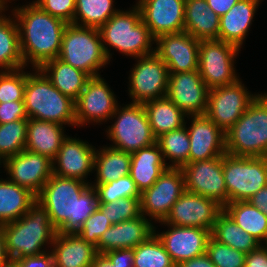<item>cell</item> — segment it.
Here are the masks:
<instances>
[{"mask_svg": "<svg viewBox=\"0 0 267 267\" xmlns=\"http://www.w3.org/2000/svg\"><path fill=\"white\" fill-rule=\"evenodd\" d=\"M36 201L46 209L58 233H77L99 207L96 190L90 183L55 174L45 183Z\"/></svg>", "mask_w": 267, "mask_h": 267, "instance_id": "6da1fadb", "label": "cell"}, {"mask_svg": "<svg viewBox=\"0 0 267 267\" xmlns=\"http://www.w3.org/2000/svg\"><path fill=\"white\" fill-rule=\"evenodd\" d=\"M12 11L25 67L30 62L33 69L40 68L45 62L58 58L68 23L45 12L34 2Z\"/></svg>", "mask_w": 267, "mask_h": 267, "instance_id": "7a4b0ae2", "label": "cell"}, {"mask_svg": "<svg viewBox=\"0 0 267 267\" xmlns=\"http://www.w3.org/2000/svg\"><path fill=\"white\" fill-rule=\"evenodd\" d=\"M1 226L4 229L6 250L11 261L47 252L42 247L46 244L51 246L57 234L48 212L38 201L18 220Z\"/></svg>", "mask_w": 267, "mask_h": 267, "instance_id": "3957f363", "label": "cell"}, {"mask_svg": "<svg viewBox=\"0 0 267 267\" xmlns=\"http://www.w3.org/2000/svg\"><path fill=\"white\" fill-rule=\"evenodd\" d=\"M98 30L109 61L112 55L108 46L135 59L155 53V48L152 47L155 38L141 20V13L136 4L130 11L119 9Z\"/></svg>", "mask_w": 267, "mask_h": 267, "instance_id": "277c9868", "label": "cell"}, {"mask_svg": "<svg viewBox=\"0 0 267 267\" xmlns=\"http://www.w3.org/2000/svg\"><path fill=\"white\" fill-rule=\"evenodd\" d=\"M27 72L24 106L28 118L76 126L74 100L62 94L39 69Z\"/></svg>", "mask_w": 267, "mask_h": 267, "instance_id": "5b68a950", "label": "cell"}, {"mask_svg": "<svg viewBox=\"0 0 267 267\" xmlns=\"http://www.w3.org/2000/svg\"><path fill=\"white\" fill-rule=\"evenodd\" d=\"M225 137L227 154L267 157V93L257 94Z\"/></svg>", "mask_w": 267, "mask_h": 267, "instance_id": "8992f818", "label": "cell"}, {"mask_svg": "<svg viewBox=\"0 0 267 267\" xmlns=\"http://www.w3.org/2000/svg\"><path fill=\"white\" fill-rule=\"evenodd\" d=\"M58 58L89 77L99 76V70L110 63L101 41L99 30L72 23L67 24Z\"/></svg>", "mask_w": 267, "mask_h": 267, "instance_id": "52a82bcc", "label": "cell"}, {"mask_svg": "<svg viewBox=\"0 0 267 267\" xmlns=\"http://www.w3.org/2000/svg\"><path fill=\"white\" fill-rule=\"evenodd\" d=\"M114 118V124L106 130L107 138L114 143L110 147L133 153L156 143L143 104L130 102L122 108L117 106L110 119Z\"/></svg>", "mask_w": 267, "mask_h": 267, "instance_id": "ba28073f", "label": "cell"}, {"mask_svg": "<svg viewBox=\"0 0 267 267\" xmlns=\"http://www.w3.org/2000/svg\"><path fill=\"white\" fill-rule=\"evenodd\" d=\"M227 204L247 201L267 185V157L223 155Z\"/></svg>", "mask_w": 267, "mask_h": 267, "instance_id": "9c48e42d", "label": "cell"}, {"mask_svg": "<svg viewBox=\"0 0 267 267\" xmlns=\"http://www.w3.org/2000/svg\"><path fill=\"white\" fill-rule=\"evenodd\" d=\"M240 49L221 40L199 41L198 71L209 89L237 81L234 58Z\"/></svg>", "mask_w": 267, "mask_h": 267, "instance_id": "30bf717a", "label": "cell"}, {"mask_svg": "<svg viewBox=\"0 0 267 267\" xmlns=\"http://www.w3.org/2000/svg\"><path fill=\"white\" fill-rule=\"evenodd\" d=\"M256 97V94L247 91L240 79L226 86L212 88L208 93L205 115L226 133Z\"/></svg>", "mask_w": 267, "mask_h": 267, "instance_id": "8fae6325", "label": "cell"}, {"mask_svg": "<svg viewBox=\"0 0 267 267\" xmlns=\"http://www.w3.org/2000/svg\"><path fill=\"white\" fill-rule=\"evenodd\" d=\"M137 60L129 76L131 102L144 104L150 100L165 97L169 79L165 62L155 53L138 57Z\"/></svg>", "mask_w": 267, "mask_h": 267, "instance_id": "7c38bea8", "label": "cell"}, {"mask_svg": "<svg viewBox=\"0 0 267 267\" xmlns=\"http://www.w3.org/2000/svg\"><path fill=\"white\" fill-rule=\"evenodd\" d=\"M184 191L185 177L182 168H167L150 188L141 192V214L151 217V220L155 219V222L164 221Z\"/></svg>", "mask_w": 267, "mask_h": 267, "instance_id": "4fadbf2b", "label": "cell"}, {"mask_svg": "<svg viewBox=\"0 0 267 267\" xmlns=\"http://www.w3.org/2000/svg\"><path fill=\"white\" fill-rule=\"evenodd\" d=\"M101 75L90 77L79 97L74 101L76 126L110 119L118 104L114 92Z\"/></svg>", "mask_w": 267, "mask_h": 267, "instance_id": "5bb4252c", "label": "cell"}, {"mask_svg": "<svg viewBox=\"0 0 267 267\" xmlns=\"http://www.w3.org/2000/svg\"><path fill=\"white\" fill-rule=\"evenodd\" d=\"M223 206L216 200L184 191L161 223L213 230Z\"/></svg>", "mask_w": 267, "mask_h": 267, "instance_id": "9a60e30c", "label": "cell"}, {"mask_svg": "<svg viewBox=\"0 0 267 267\" xmlns=\"http://www.w3.org/2000/svg\"><path fill=\"white\" fill-rule=\"evenodd\" d=\"M185 190L227 205L223 156L187 163L183 168Z\"/></svg>", "mask_w": 267, "mask_h": 267, "instance_id": "2e32d148", "label": "cell"}, {"mask_svg": "<svg viewBox=\"0 0 267 267\" xmlns=\"http://www.w3.org/2000/svg\"><path fill=\"white\" fill-rule=\"evenodd\" d=\"M209 90L198 70L169 73L166 96L187 116L206 114Z\"/></svg>", "mask_w": 267, "mask_h": 267, "instance_id": "e0dca14e", "label": "cell"}, {"mask_svg": "<svg viewBox=\"0 0 267 267\" xmlns=\"http://www.w3.org/2000/svg\"><path fill=\"white\" fill-rule=\"evenodd\" d=\"M3 166L10 176L7 179L30 190L36 196L53 174L52 160L26 149L7 158Z\"/></svg>", "mask_w": 267, "mask_h": 267, "instance_id": "ac0fdd59", "label": "cell"}, {"mask_svg": "<svg viewBox=\"0 0 267 267\" xmlns=\"http://www.w3.org/2000/svg\"><path fill=\"white\" fill-rule=\"evenodd\" d=\"M155 54L165 62L169 73L198 70L199 40L185 31L164 34L155 39Z\"/></svg>", "mask_w": 267, "mask_h": 267, "instance_id": "d6986e66", "label": "cell"}, {"mask_svg": "<svg viewBox=\"0 0 267 267\" xmlns=\"http://www.w3.org/2000/svg\"><path fill=\"white\" fill-rule=\"evenodd\" d=\"M136 5L155 39L184 31L185 0H138Z\"/></svg>", "mask_w": 267, "mask_h": 267, "instance_id": "ffe728a7", "label": "cell"}, {"mask_svg": "<svg viewBox=\"0 0 267 267\" xmlns=\"http://www.w3.org/2000/svg\"><path fill=\"white\" fill-rule=\"evenodd\" d=\"M161 224L171 228H168L166 232H161V234L156 231L154 233H158L156 236L163 243L175 265L206 253L207 242L211 236L209 230L169 225L167 223Z\"/></svg>", "mask_w": 267, "mask_h": 267, "instance_id": "44dd1931", "label": "cell"}, {"mask_svg": "<svg viewBox=\"0 0 267 267\" xmlns=\"http://www.w3.org/2000/svg\"><path fill=\"white\" fill-rule=\"evenodd\" d=\"M95 152L88 142L67 136L52 161L53 174L90 183L85 178L93 172Z\"/></svg>", "mask_w": 267, "mask_h": 267, "instance_id": "7402d4cb", "label": "cell"}, {"mask_svg": "<svg viewBox=\"0 0 267 267\" xmlns=\"http://www.w3.org/2000/svg\"><path fill=\"white\" fill-rule=\"evenodd\" d=\"M188 117L192 119L188 128L189 163L223 156L226 153L225 132L206 115Z\"/></svg>", "mask_w": 267, "mask_h": 267, "instance_id": "603a6c76", "label": "cell"}, {"mask_svg": "<svg viewBox=\"0 0 267 267\" xmlns=\"http://www.w3.org/2000/svg\"><path fill=\"white\" fill-rule=\"evenodd\" d=\"M152 223L141 214L137 218L111 225L100 237L97 252L104 254L118 249L135 248L154 234L156 228Z\"/></svg>", "mask_w": 267, "mask_h": 267, "instance_id": "cb8c5ba5", "label": "cell"}, {"mask_svg": "<svg viewBox=\"0 0 267 267\" xmlns=\"http://www.w3.org/2000/svg\"><path fill=\"white\" fill-rule=\"evenodd\" d=\"M54 267H91L96 247L77 233H58L52 243Z\"/></svg>", "mask_w": 267, "mask_h": 267, "instance_id": "d4e9b609", "label": "cell"}, {"mask_svg": "<svg viewBox=\"0 0 267 267\" xmlns=\"http://www.w3.org/2000/svg\"><path fill=\"white\" fill-rule=\"evenodd\" d=\"M262 1V0H261ZM260 0H239L220 17L219 40L241 49Z\"/></svg>", "mask_w": 267, "mask_h": 267, "instance_id": "484cf974", "label": "cell"}, {"mask_svg": "<svg viewBox=\"0 0 267 267\" xmlns=\"http://www.w3.org/2000/svg\"><path fill=\"white\" fill-rule=\"evenodd\" d=\"M63 125L28 118L25 149L54 160L64 139Z\"/></svg>", "mask_w": 267, "mask_h": 267, "instance_id": "4316f807", "label": "cell"}, {"mask_svg": "<svg viewBox=\"0 0 267 267\" xmlns=\"http://www.w3.org/2000/svg\"><path fill=\"white\" fill-rule=\"evenodd\" d=\"M220 17L206 0H185L184 31L199 41L219 40Z\"/></svg>", "mask_w": 267, "mask_h": 267, "instance_id": "83f0119b", "label": "cell"}, {"mask_svg": "<svg viewBox=\"0 0 267 267\" xmlns=\"http://www.w3.org/2000/svg\"><path fill=\"white\" fill-rule=\"evenodd\" d=\"M167 168L157 143L131 153L130 176L140 192L150 188Z\"/></svg>", "mask_w": 267, "mask_h": 267, "instance_id": "f1b7e54d", "label": "cell"}, {"mask_svg": "<svg viewBox=\"0 0 267 267\" xmlns=\"http://www.w3.org/2000/svg\"><path fill=\"white\" fill-rule=\"evenodd\" d=\"M62 94L76 100L90 78L85 72L59 58L45 62L39 68Z\"/></svg>", "mask_w": 267, "mask_h": 267, "instance_id": "f546056e", "label": "cell"}, {"mask_svg": "<svg viewBox=\"0 0 267 267\" xmlns=\"http://www.w3.org/2000/svg\"><path fill=\"white\" fill-rule=\"evenodd\" d=\"M36 202L30 190L11 182L0 180V226L22 217Z\"/></svg>", "mask_w": 267, "mask_h": 267, "instance_id": "4dcf8cb0", "label": "cell"}, {"mask_svg": "<svg viewBox=\"0 0 267 267\" xmlns=\"http://www.w3.org/2000/svg\"><path fill=\"white\" fill-rule=\"evenodd\" d=\"M143 107L156 138L163 133L179 129L185 125L187 115L167 96L145 102Z\"/></svg>", "mask_w": 267, "mask_h": 267, "instance_id": "1f68e13d", "label": "cell"}, {"mask_svg": "<svg viewBox=\"0 0 267 267\" xmlns=\"http://www.w3.org/2000/svg\"><path fill=\"white\" fill-rule=\"evenodd\" d=\"M131 153L118 150L113 147L97 149L94 156V168L96 183L106 184L130 174Z\"/></svg>", "mask_w": 267, "mask_h": 267, "instance_id": "d6a6232c", "label": "cell"}, {"mask_svg": "<svg viewBox=\"0 0 267 267\" xmlns=\"http://www.w3.org/2000/svg\"><path fill=\"white\" fill-rule=\"evenodd\" d=\"M3 12L5 8L0 9V71L25 68L16 20L10 16L7 18Z\"/></svg>", "mask_w": 267, "mask_h": 267, "instance_id": "836d02e7", "label": "cell"}, {"mask_svg": "<svg viewBox=\"0 0 267 267\" xmlns=\"http://www.w3.org/2000/svg\"><path fill=\"white\" fill-rule=\"evenodd\" d=\"M223 210L246 233L251 234L260 244L267 237V216L248 201L228 203ZM263 241V242H262Z\"/></svg>", "mask_w": 267, "mask_h": 267, "instance_id": "e575fe53", "label": "cell"}, {"mask_svg": "<svg viewBox=\"0 0 267 267\" xmlns=\"http://www.w3.org/2000/svg\"><path fill=\"white\" fill-rule=\"evenodd\" d=\"M211 236L218 242L245 254L261 245L251 234L238 226L224 210L218 215Z\"/></svg>", "mask_w": 267, "mask_h": 267, "instance_id": "d590c367", "label": "cell"}, {"mask_svg": "<svg viewBox=\"0 0 267 267\" xmlns=\"http://www.w3.org/2000/svg\"><path fill=\"white\" fill-rule=\"evenodd\" d=\"M156 143L168 168H183L189 163L190 140L186 122L181 128L157 137ZM166 159H171L172 164L168 165Z\"/></svg>", "mask_w": 267, "mask_h": 267, "instance_id": "8d00e7d4", "label": "cell"}, {"mask_svg": "<svg viewBox=\"0 0 267 267\" xmlns=\"http://www.w3.org/2000/svg\"><path fill=\"white\" fill-rule=\"evenodd\" d=\"M75 3L73 24L83 27L99 29L119 10L113 7L114 0H75Z\"/></svg>", "mask_w": 267, "mask_h": 267, "instance_id": "74e56055", "label": "cell"}, {"mask_svg": "<svg viewBox=\"0 0 267 267\" xmlns=\"http://www.w3.org/2000/svg\"><path fill=\"white\" fill-rule=\"evenodd\" d=\"M134 267H176V265L154 233L134 248Z\"/></svg>", "mask_w": 267, "mask_h": 267, "instance_id": "f35d334b", "label": "cell"}, {"mask_svg": "<svg viewBox=\"0 0 267 267\" xmlns=\"http://www.w3.org/2000/svg\"><path fill=\"white\" fill-rule=\"evenodd\" d=\"M28 119L0 124V161L25 150Z\"/></svg>", "mask_w": 267, "mask_h": 267, "instance_id": "ab89813d", "label": "cell"}, {"mask_svg": "<svg viewBox=\"0 0 267 267\" xmlns=\"http://www.w3.org/2000/svg\"><path fill=\"white\" fill-rule=\"evenodd\" d=\"M99 203H109L123 198H140L141 192L130 174L106 184H92Z\"/></svg>", "mask_w": 267, "mask_h": 267, "instance_id": "60d3db41", "label": "cell"}, {"mask_svg": "<svg viewBox=\"0 0 267 267\" xmlns=\"http://www.w3.org/2000/svg\"><path fill=\"white\" fill-rule=\"evenodd\" d=\"M98 209L109 218L112 225L141 215L140 198L128 197L109 203H99Z\"/></svg>", "mask_w": 267, "mask_h": 267, "instance_id": "b9f144b4", "label": "cell"}, {"mask_svg": "<svg viewBox=\"0 0 267 267\" xmlns=\"http://www.w3.org/2000/svg\"><path fill=\"white\" fill-rule=\"evenodd\" d=\"M206 254L216 267H245L246 254L209 237Z\"/></svg>", "mask_w": 267, "mask_h": 267, "instance_id": "7bdbcfd3", "label": "cell"}, {"mask_svg": "<svg viewBox=\"0 0 267 267\" xmlns=\"http://www.w3.org/2000/svg\"><path fill=\"white\" fill-rule=\"evenodd\" d=\"M22 69L0 71V103L24 100L27 72Z\"/></svg>", "mask_w": 267, "mask_h": 267, "instance_id": "ee69618b", "label": "cell"}, {"mask_svg": "<svg viewBox=\"0 0 267 267\" xmlns=\"http://www.w3.org/2000/svg\"><path fill=\"white\" fill-rule=\"evenodd\" d=\"M109 218L106 217L99 209L92 213L84 222L82 228L77 234L86 242L93 244L95 247L102 234L111 226Z\"/></svg>", "mask_w": 267, "mask_h": 267, "instance_id": "f6af8a7d", "label": "cell"}, {"mask_svg": "<svg viewBox=\"0 0 267 267\" xmlns=\"http://www.w3.org/2000/svg\"><path fill=\"white\" fill-rule=\"evenodd\" d=\"M91 267H134V248L98 253Z\"/></svg>", "mask_w": 267, "mask_h": 267, "instance_id": "bcb514c9", "label": "cell"}, {"mask_svg": "<svg viewBox=\"0 0 267 267\" xmlns=\"http://www.w3.org/2000/svg\"><path fill=\"white\" fill-rule=\"evenodd\" d=\"M33 2L50 15L73 24L76 10L75 0H35Z\"/></svg>", "mask_w": 267, "mask_h": 267, "instance_id": "7dc6e473", "label": "cell"}, {"mask_svg": "<svg viewBox=\"0 0 267 267\" xmlns=\"http://www.w3.org/2000/svg\"><path fill=\"white\" fill-rule=\"evenodd\" d=\"M28 119L25 112L24 100L0 103V124Z\"/></svg>", "mask_w": 267, "mask_h": 267, "instance_id": "c3c4849f", "label": "cell"}, {"mask_svg": "<svg viewBox=\"0 0 267 267\" xmlns=\"http://www.w3.org/2000/svg\"><path fill=\"white\" fill-rule=\"evenodd\" d=\"M13 262L16 267H54L52 252H47L38 256H26L21 259H15Z\"/></svg>", "mask_w": 267, "mask_h": 267, "instance_id": "681fc988", "label": "cell"}, {"mask_svg": "<svg viewBox=\"0 0 267 267\" xmlns=\"http://www.w3.org/2000/svg\"><path fill=\"white\" fill-rule=\"evenodd\" d=\"M245 267H267V251L262 244L246 254Z\"/></svg>", "mask_w": 267, "mask_h": 267, "instance_id": "f907efd6", "label": "cell"}, {"mask_svg": "<svg viewBox=\"0 0 267 267\" xmlns=\"http://www.w3.org/2000/svg\"><path fill=\"white\" fill-rule=\"evenodd\" d=\"M209 8L219 17L226 14L239 0H206Z\"/></svg>", "mask_w": 267, "mask_h": 267, "instance_id": "816d5d0a", "label": "cell"}, {"mask_svg": "<svg viewBox=\"0 0 267 267\" xmlns=\"http://www.w3.org/2000/svg\"><path fill=\"white\" fill-rule=\"evenodd\" d=\"M252 206L260 209L267 216V185L247 200Z\"/></svg>", "mask_w": 267, "mask_h": 267, "instance_id": "f5cc1de1", "label": "cell"}, {"mask_svg": "<svg viewBox=\"0 0 267 267\" xmlns=\"http://www.w3.org/2000/svg\"><path fill=\"white\" fill-rule=\"evenodd\" d=\"M176 267H216L214 263L210 260L209 256L204 253L203 255L185 260Z\"/></svg>", "mask_w": 267, "mask_h": 267, "instance_id": "db71d44e", "label": "cell"}, {"mask_svg": "<svg viewBox=\"0 0 267 267\" xmlns=\"http://www.w3.org/2000/svg\"><path fill=\"white\" fill-rule=\"evenodd\" d=\"M11 261L6 250V237L4 229L0 226V267L5 266Z\"/></svg>", "mask_w": 267, "mask_h": 267, "instance_id": "11a10c76", "label": "cell"}, {"mask_svg": "<svg viewBox=\"0 0 267 267\" xmlns=\"http://www.w3.org/2000/svg\"><path fill=\"white\" fill-rule=\"evenodd\" d=\"M7 2H8V0H0V9L5 8L7 10V8H6V7H8Z\"/></svg>", "mask_w": 267, "mask_h": 267, "instance_id": "9f6ffc18", "label": "cell"}, {"mask_svg": "<svg viewBox=\"0 0 267 267\" xmlns=\"http://www.w3.org/2000/svg\"><path fill=\"white\" fill-rule=\"evenodd\" d=\"M3 267H16V264L13 261H10L8 264H6Z\"/></svg>", "mask_w": 267, "mask_h": 267, "instance_id": "6f0895ef", "label": "cell"}, {"mask_svg": "<svg viewBox=\"0 0 267 267\" xmlns=\"http://www.w3.org/2000/svg\"><path fill=\"white\" fill-rule=\"evenodd\" d=\"M265 243H262V246L265 248V250L267 251V237H266V239H265V241H264ZM263 244H265V245H263Z\"/></svg>", "mask_w": 267, "mask_h": 267, "instance_id": "680465c9", "label": "cell"}]
</instances>
